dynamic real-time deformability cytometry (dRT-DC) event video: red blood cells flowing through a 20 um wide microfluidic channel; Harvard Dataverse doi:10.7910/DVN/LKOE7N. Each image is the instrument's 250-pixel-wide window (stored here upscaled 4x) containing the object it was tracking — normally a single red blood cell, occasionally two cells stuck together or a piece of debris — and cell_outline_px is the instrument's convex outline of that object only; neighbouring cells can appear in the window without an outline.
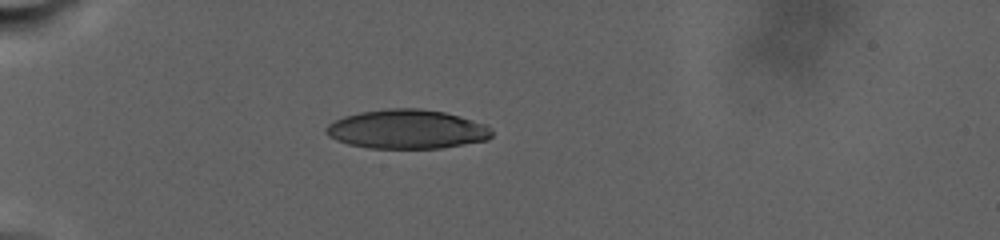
{"species": "human", "species_latin": "Homo sapiens", "temperature_condition": "warm", "stored_images_in_passage": 30, "camera_frame_rate_fps": 3000, "um_per_image_px": 0.085, "donor": {"sex": "male"}, "frame": {"image": 1, "passage_image": 1, "time_ms": 0.0, "image_size_px": [1000, 240], "cell_outline_px": [[492, 136], [488, 140], [440, 148], [368, 148], [348, 144], [336, 140], [328, 136], [324, 132], [324, 128], [328, 124], [344, 116], [360, 112], [388, 108], [420, 108], [444, 112], [460, 116], [488, 124], [492, 128]], "centroid_in_image_um": [34.6, 10.98], "position_along_channel_um": 50.4, "area_um2": 38.09}}
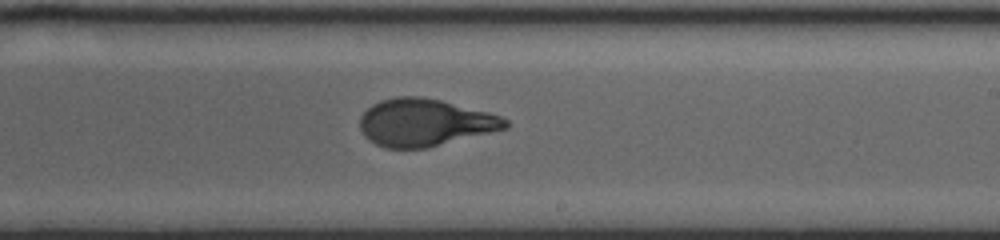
{"frame": {"image": 2, "passage_image": 16, "time_ms": 10.0, "image_size_px": [1000, 240], "cell_outline_px": [[508, 128], [428, 148], [384, 148], [368, 140], [364, 136], [360, 128], [360, 116], [372, 104], [380, 100], [396, 96], [420, 96], [440, 100], [488, 112], [500, 116], [508, 120]], "centroid_in_image_um": [36.08, 10.42], "position_along_channel_um": 252.9, "area_um2": 40.23}}
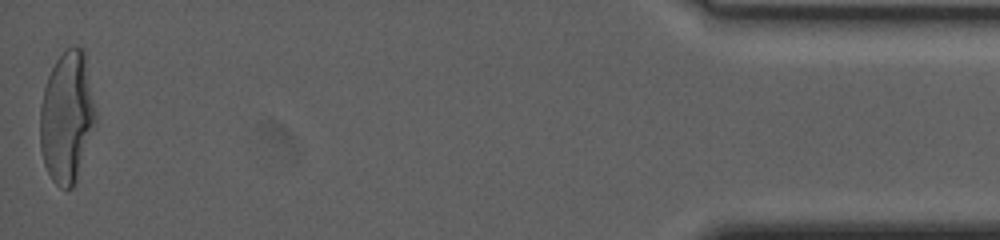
{"frame": {"image": 3, "passage_image": 30, "time_ms": 20.667, "image_size_px": [1000, 240], "cell_outline_px": [[96, 120], [76, 180], [72, 188], [60, 188], [52, 180], [44, 164], [40, 148], [40, 104], [44, 88], [48, 76], [56, 60], [68, 48], [84, 48], [96, 108]], "centroid_in_image_um": [5.68, 9.95], "position_along_channel_um": 429.5, "area_um2": 42.31}, "authors_computed_cell_mechanics": {"area_um2": 40.2866, "velocity_mm_per_s": 2.3647, "shape_relaxation_time_tau1_ms": 8.7431, "shape_relaxation_time_tau2_ms": null, "deformation_change_tau1": 0.2435, "deformation_change_tau2": null}}